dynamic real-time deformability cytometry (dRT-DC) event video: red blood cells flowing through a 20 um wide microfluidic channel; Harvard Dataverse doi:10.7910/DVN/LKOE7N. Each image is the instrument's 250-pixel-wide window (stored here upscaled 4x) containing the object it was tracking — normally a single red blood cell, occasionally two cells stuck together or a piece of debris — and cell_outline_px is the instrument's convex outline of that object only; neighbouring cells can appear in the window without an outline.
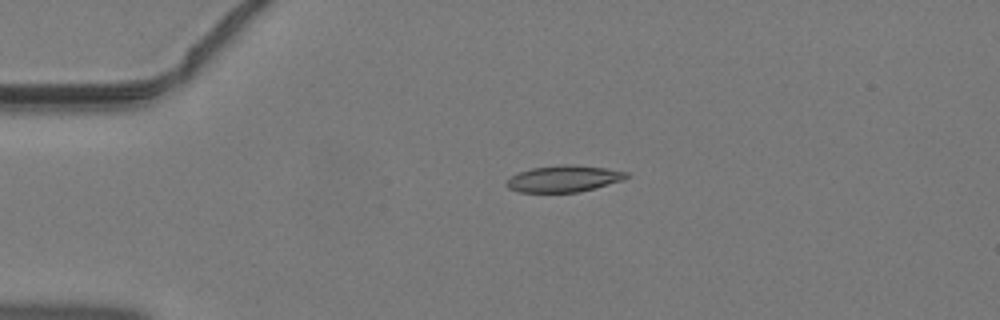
{"species": "common noctule bat (a hibernating species)", "species_latin": "Nyctalus noctula", "temperature_condition": "warm", "stored_images_in_passage": 36, "camera_frame_rate_fps": 3000, "um_per_image_px": 0.085, "animal": {"sex": "male", "body_mass_g": 19.2, "forearm_length_mm": 51.8}, "frame": {"image": 1, "passage_image": 1, "time_ms": 0.0, "image_size_px": [1000, 320], "cell_outline_px": [[628, 176], [624, 180], [580, 192], [520, 192], [508, 188], [504, 184], [512, 176], [520, 172], [532, 168], [564, 164], [572, 164], [608, 168], [628, 172]], "centroid_in_image_um": [47.95, 15.19], "position_along_channel_um": 37.0, "area_um2": 18.55}}
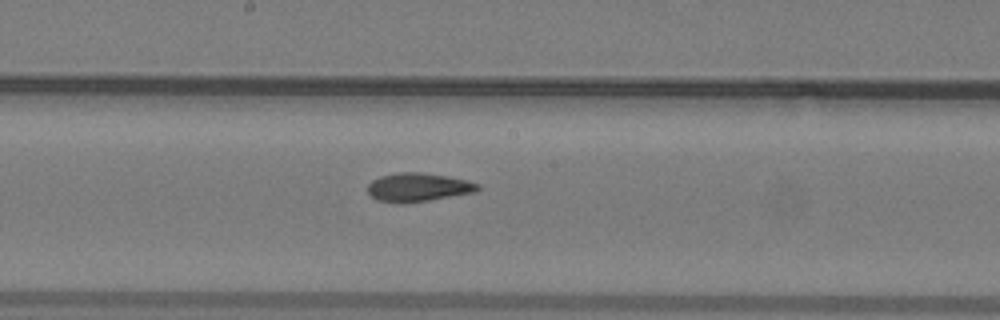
{"frame": {"image": 2, "passage_image": 15, "time_ms": 4.667, "image_size_px": [1000, 320], "cell_outline_px": [[480, 188], [476, 192], [404, 204], [396, 204], [376, 200], [368, 192], [368, 184], [372, 180], [380, 176], [400, 172], [420, 172], [448, 176], [480, 184]], "centroid_in_image_um": [35.51, 15.93], "position_along_channel_um": 212.7, "area_um2": 18.44}}
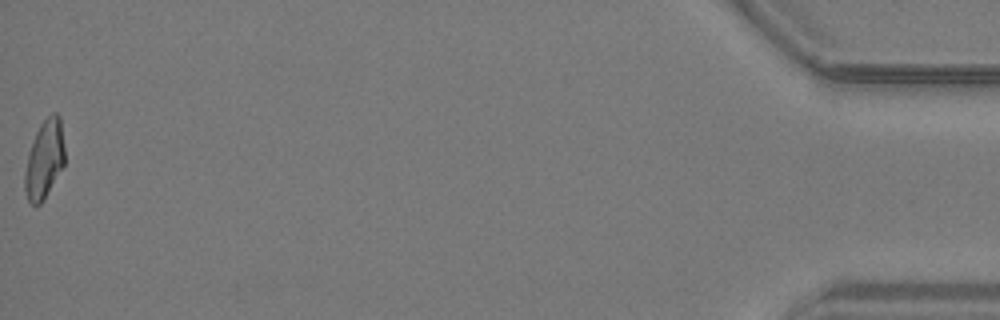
{"frame": {"image": 3, "passage_image": 36, "time_ms": 11.667, "image_size_px": [1000, 320], "cell_outline_px": [[64, 164], [44, 200], [40, 204], [32, 204], [28, 200], [24, 188], [24, 172], [28, 152], [36, 132], [40, 124], [52, 112], [56, 112], [60, 116], [64, 148]], "centroid_in_image_um": [3.76, 13.54], "position_along_channel_um": 431.4, "area_um2": 18.21}}